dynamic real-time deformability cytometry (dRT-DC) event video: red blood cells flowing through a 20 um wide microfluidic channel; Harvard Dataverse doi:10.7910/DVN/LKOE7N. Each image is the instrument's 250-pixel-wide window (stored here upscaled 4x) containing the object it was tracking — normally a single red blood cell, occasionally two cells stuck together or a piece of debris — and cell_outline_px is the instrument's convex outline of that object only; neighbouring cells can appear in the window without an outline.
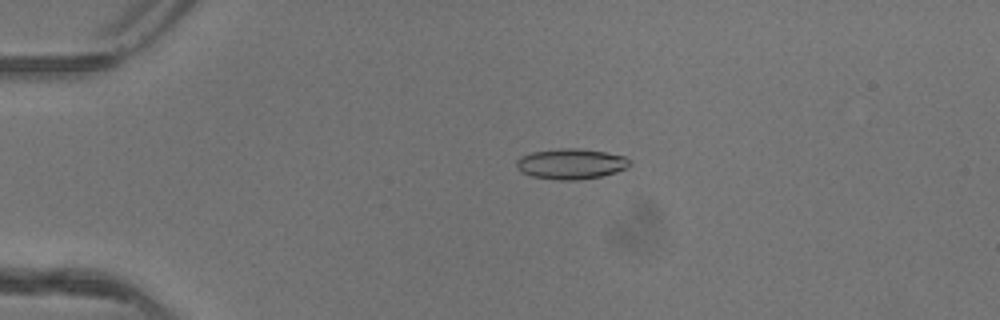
{"species": "common noctule bat (a hibernating species)", "species_latin": "Nyctalus noctula", "temperature_condition": "warm", "stored_images_in_passage": 51, "camera_frame_rate_fps": 3000, "um_per_image_px": 0.085, "animal": {"sex": "female"}, "frame": {"image": 1, "passage_image": 12, "time_ms": 3.667, "image_size_px": [1000, 320], "cell_outline_px": [[632, 164], [628, 168], [616, 172], [600, 176], [580, 180], [560, 180], [532, 176], [520, 172], [516, 168], [516, 160], [520, 156], [532, 152], [560, 148], [576, 148], [604, 152], [624, 156]], "centroid_in_image_um": [48.51, 13.93], "position_along_channel_um": 36.5, "area_um2": 20.17}}
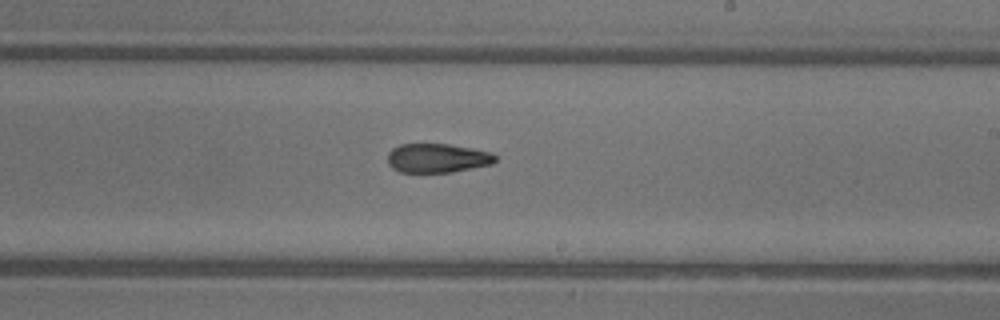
{"frame": {"image": 2, "passage_image": 31, "time_ms": 10.0, "image_size_px": [1000, 320], "cell_outline_px": [[496, 160], [492, 164], [452, 172], [400, 172], [392, 168], [388, 164], [388, 152], [392, 148], [400, 144], [448, 144], [472, 148], [492, 152], [496, 156]], "centroid_in_image_um": [37.17, 13.43], "position_along_channel_um": 251.8, "area_um2": 18.32}}
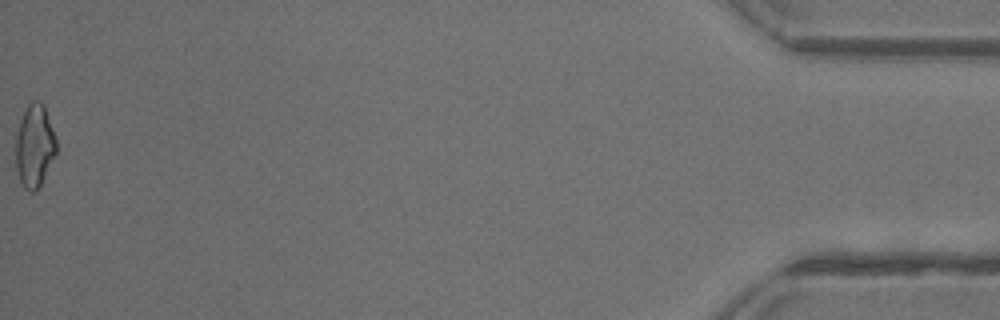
{"frame": {"image": 3, "passage_image": 51, "time_ms": 16.667, "image_size_px": [1000, 320], "cell_outline_px": [[56, 152], [36, 192], [28, 192], [24, 188], [20, 180], [16, 168], [16, 136], [20, 120], [28, 104], [32, 100], [40, 100], [44, 104], [56, 136]], "centroid_in_image_um": [2.94, 12.37], "position_along_channel_um": 432.3, "area_um2": 19.54}, "authors_computed_cell_mechanics": {"area_um2": 19.2474, "velocity_mm_per_s": 4.179, "shape_relaxation_time_tau1_ms": null, "shape_relaxation_time_tau2_ms": 2.0129, "deformation_change_tau1": null, "deformation_change_tau2": 0.0962}}